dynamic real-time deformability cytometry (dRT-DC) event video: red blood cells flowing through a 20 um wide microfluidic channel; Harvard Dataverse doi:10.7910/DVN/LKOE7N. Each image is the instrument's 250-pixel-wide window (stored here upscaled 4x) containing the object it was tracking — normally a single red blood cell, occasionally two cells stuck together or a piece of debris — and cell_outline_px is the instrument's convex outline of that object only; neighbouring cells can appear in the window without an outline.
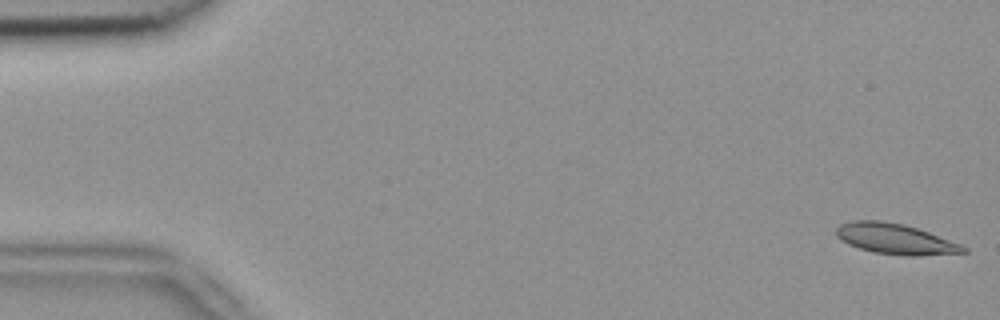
{"species": "common noctule bat (a hibernating species)", "species_latin": "Nyctalus noctula", "temperature_condition": "room temperature", "stored_images_in_passage": 5, "camera_frame_rate_fps": 3000, "um_per_image_px": 0.085, "animal": {"sex": "female", "body_mass_g": 18.4}, "frame": {"image": 1, "passage_image": 1, "time_ms": 0.0, "image_size_px": [1000, 320], "cell_outline_px": [[968, 252], [916, 256], [908, 256], [876, 252], [860, 248], [848, 244], [840, 240], [836, 236], [836, 228], [840, 224], [852, 220], [880, 220], [904, 224], [928, 232], [960, 244], [968, 248]], "centroid_in_image_um": [76.08, 20.3], "position_along_channel_um": 8.9, "area_um2": 22.48}}